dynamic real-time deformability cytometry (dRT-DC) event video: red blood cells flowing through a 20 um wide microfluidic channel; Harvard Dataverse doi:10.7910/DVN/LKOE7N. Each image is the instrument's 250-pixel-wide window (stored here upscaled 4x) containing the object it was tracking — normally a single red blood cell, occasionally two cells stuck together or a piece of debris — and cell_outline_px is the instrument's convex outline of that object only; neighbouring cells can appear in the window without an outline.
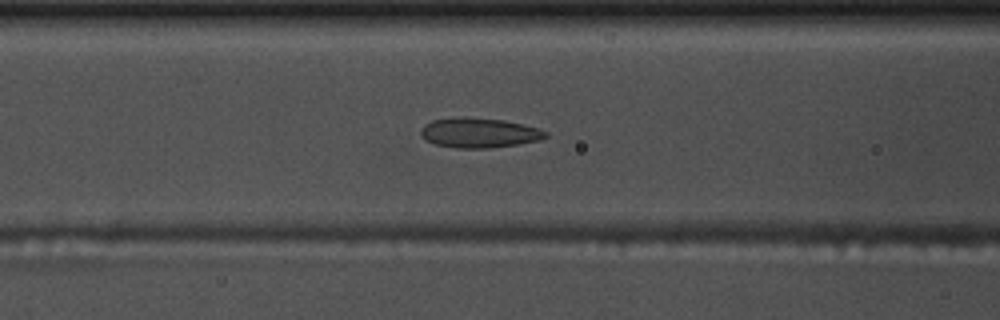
{"species": "common noctule bat (a hibernating species)", "species_latin": "Nyctalus noctula", "temperature_condition": "warm", "stored_images_in_passage": 51, "camera_frame_rate_fps": 3000, "um_per_image_px": 0.085, "animal": {"sex": "male", "body_mass_g": 17.5, "forearm_length_mm": 52.3}, "frame": {"image": 1, "passage_image": 21, "time_ms": 6.667, "image_size_px": [1000, 320], "cell_outline_px": [[548, 136], [540, 140], [492, 148], [456, 148], [436, 144], [424, 140], [420, 136], [420, 128], [424, 124], [432, 120], [504, 120], [540, 128], [548, 132]], "centroid_in_image_um": [40.75, 11.34], "position_along_channel_um": 125.8, "area_um2": 20.92}}
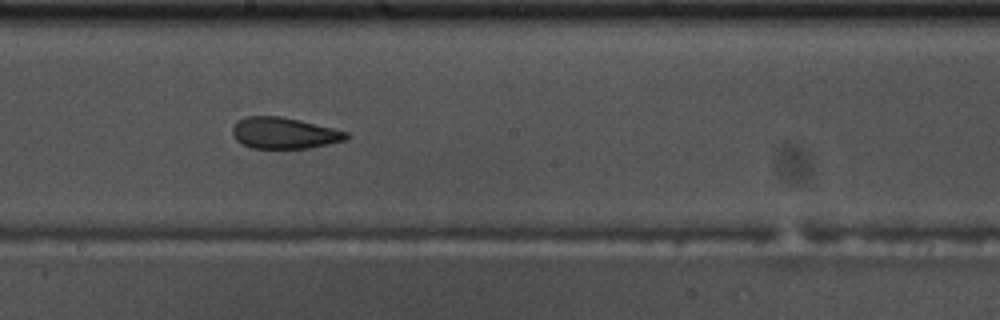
{"frame": {"image": 2, "passage_image": 29, "time_ms": 9.333, "image_size_px": [1000, 320], "cell_outline_px": [[352, 136], [348, 140], [308, 148], [252, 148], [236, 140], [232, 132], [232, 128], [236, 120], [244, 116], [280, 116], [300, 120], [348, 132]], "centroid_in_image_um": [24.16, 11.3], "position_along_channel_um": 224.0, "area_um2": 20.87}}
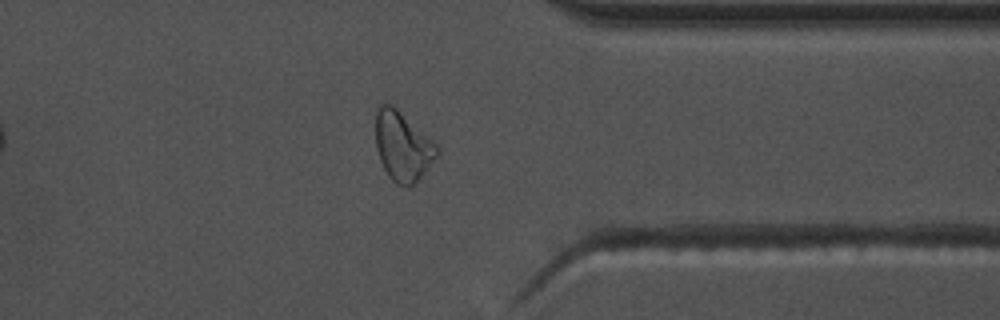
{"frame": {"image": 3, "passage_image": 42, "time_ms": 13.667, "image_size_px": [1000, 320], "cell_outline_px": [[440, 152], [420, 176], [408, 188], [396, 184], [388, 176], [380, 160], [376, 148], [376, 112], [380, 104], [392, 104], [436, 144], [440, 148]], "centroid_in_image_um": [34.2, 12.43], "position_along_channel_um": 377.2, "area_um2": 24.39}, "authors_computed_cell_mechanics": {"area_um2": 22.3108, "velocity_mm_per_s": 3.7026, "shape_relaxation_time_tau1_ms": null, "shape_relaxation_time_tau2_ms": 2.5498, "deformation_change_tau1": null, "deformation_change_tau2": 0.1008}}